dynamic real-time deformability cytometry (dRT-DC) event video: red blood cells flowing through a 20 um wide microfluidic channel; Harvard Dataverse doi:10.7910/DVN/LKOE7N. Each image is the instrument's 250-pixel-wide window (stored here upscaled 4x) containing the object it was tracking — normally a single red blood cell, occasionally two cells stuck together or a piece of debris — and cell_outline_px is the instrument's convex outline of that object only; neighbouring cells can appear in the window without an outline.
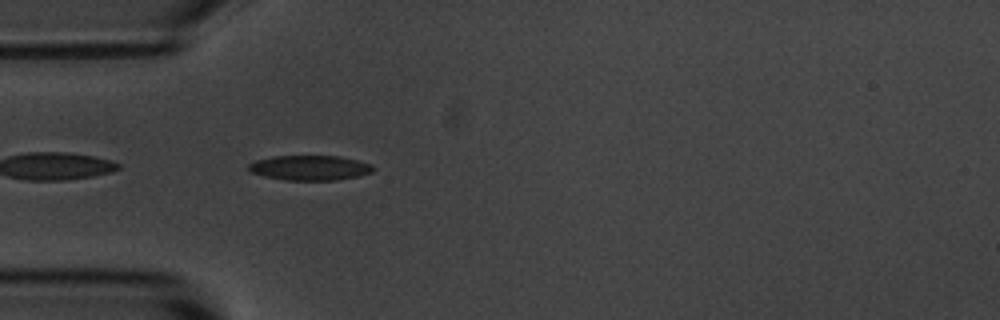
{"species": "common noctule bat (a hibernating species)", "species_latin": "Nyctalus noctula", "temperature_condition": "room temperature", "stored_images_in_passage": 4, "camera_frame_rate_fps": 3000, "um_per_image_px": 0.085, "animal": {"sex": "male", "body_mass_g": 20.1, "forearm_length_mm": 53.5}, "frame": {"image": 1, "passage_image": 4, "time_ms": 4.333, "image_size_px": [1000, 320], "cell_outline_px": [[376, 168], [372, 172], [360, 176], [336, 180], [284, 180], [264, 176], [252, 172], [248, 168], [248, 164], [256, 160], [272, 156], [340, 156], [372, 164]], "centroid_in_image_um": [26.37, 14.26], "position_along_channel_um": 58.6, "area_um2": 18.15}}